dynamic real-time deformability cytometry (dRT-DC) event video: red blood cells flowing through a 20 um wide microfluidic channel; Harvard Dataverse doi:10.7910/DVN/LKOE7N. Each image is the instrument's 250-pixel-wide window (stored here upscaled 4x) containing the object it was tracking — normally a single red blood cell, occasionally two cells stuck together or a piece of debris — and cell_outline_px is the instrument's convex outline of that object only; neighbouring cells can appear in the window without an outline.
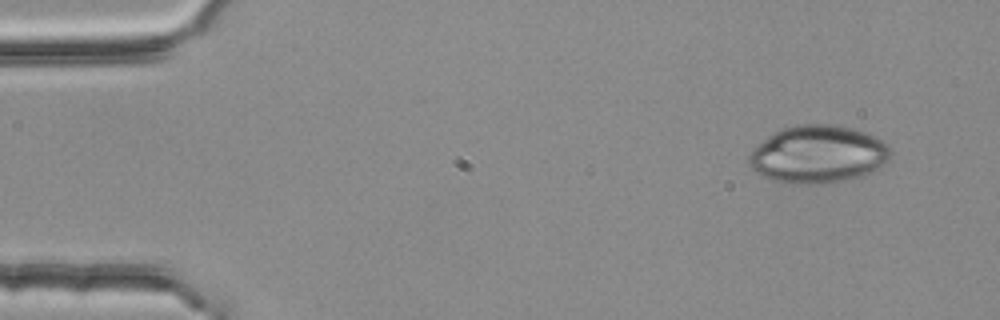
{"species": "common noctule bat (a hibernating species)", "species_latin": "Nyctalus noctula", "temperature_condition": "room temperature", "stored_images_in_passage": 3, "camera_frame_rate_fps": 3000, "um_per_image_px": 0.085, "animal": {"sex": "female", "body_mass_g": 25.1}, "frame": {"image": 1, "passage_image": 1, "time_ms": 0.0, "image_size_px": [1000, 320], "cell_outline_px": [[892, 152], [888, 160], [876, 172], [864, 176], [824, 184], [792, 184], [772, 180], [764, 176], [752, 168], [748, 164], [748, 156], [768, 136], [784, 128], [800, 124], [832, 124], [852, 128], [876, 136], [888, 144]], "centroid_in_image_um": [69.6, 13.13], "position_along_channel_um": 15.4, "area_um2": 47.74}}